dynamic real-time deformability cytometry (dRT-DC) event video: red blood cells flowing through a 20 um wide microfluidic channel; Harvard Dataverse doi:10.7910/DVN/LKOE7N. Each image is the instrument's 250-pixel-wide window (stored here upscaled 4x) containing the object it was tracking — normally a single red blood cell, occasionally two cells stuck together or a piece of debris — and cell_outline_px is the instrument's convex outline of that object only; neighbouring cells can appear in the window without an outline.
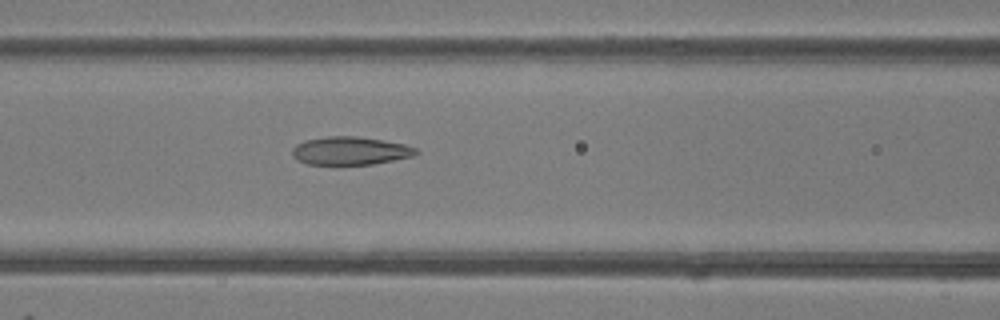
{"species": "common noctule bat (a hibernating species)", "species_latin": "Nyctalus noctula", "temperature_condition": "room temperature", "stored_images_in_passage": 50, "camera_frame_rate_fps": 3000, "um_per_image_px": 0.085, "animal": {"sex": "female"}, "frame": {"image": 1, "passage_image": 21, "time_ms": 6.667, "image_size_px": [1000, 320], "cell_outline_px": [[420, 152], [412, 156], [372, 164], [308, 164], [296, 160], [292, 156], [292, 148], [296, 144], [304, 140], [328, 136], [356, 136], [384, 140], [404, 144], [416, 148]], "centroid_in_image_um": [29.74, 12.81], "position_along_channel_um": 136.9, "area_um2": 20.29}}
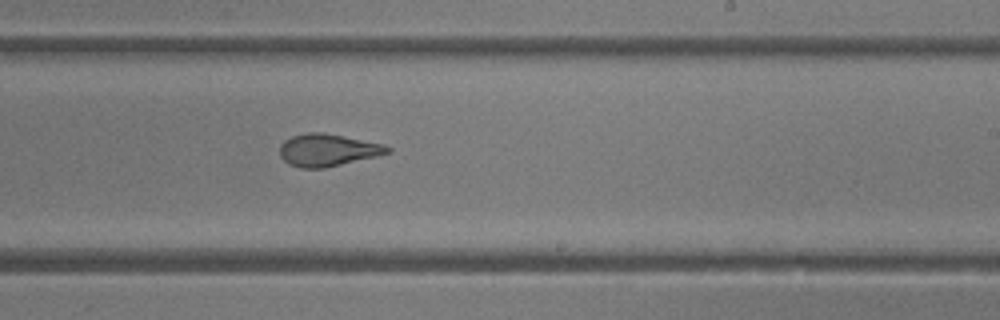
{"frame": {"image": 2, "passage_image": 30, "time_ms": 9.667, "image_size_px": [1000, 320], "cell_outline_px": [[392, 152], [376, 156], [324, 168], [300, 168], [288, 164], [280, 156], [280, 144], [284, 140], [292, 136], [308, 132], [324, 132], [384, 144], [392, 148]], "centroid_in_image_um": [27.85, 12.75], "position_along_channel_um": 261.2, "area_um2": 20.35}}
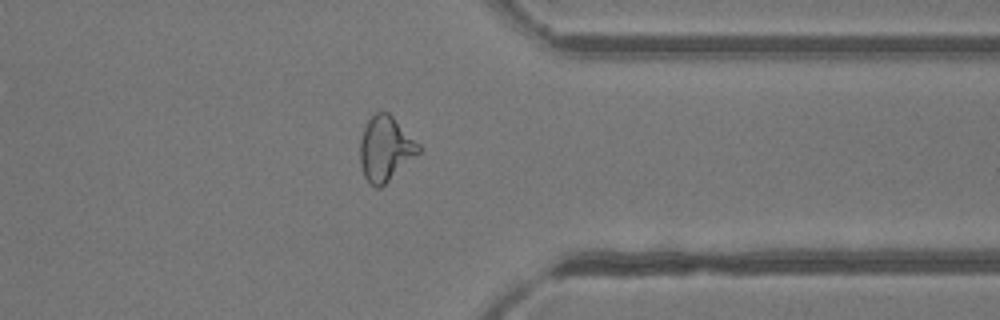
{"frame": {"image": 3, "passage_image": 39, "time_ms": 12.667, "image_size_px": [1000, 320], "cell_outline_px": [[420, 152], [380, 188], [376, 188], [364, 176], [360, 164], [360, 140], [364, 128], [368, 120], [376, 112], [388, 112], [420, 144]], "centroid_in_image_um": [32.75, 12.63], "position_along_channel_um": 378.6, "area_um2": 21.79}, "authors_computed_cell_mechanics": {"area_um2": 22.9466, "velocity_mm_per_s": 4.1561, "shape_relaxation_time_tau1_ms": 8.3422, "shape_relaxation_time_tau2_ms": 1.6206, "deformation_change_tau1": 0.2457, "deformation_change_tau2": 0.0832}}